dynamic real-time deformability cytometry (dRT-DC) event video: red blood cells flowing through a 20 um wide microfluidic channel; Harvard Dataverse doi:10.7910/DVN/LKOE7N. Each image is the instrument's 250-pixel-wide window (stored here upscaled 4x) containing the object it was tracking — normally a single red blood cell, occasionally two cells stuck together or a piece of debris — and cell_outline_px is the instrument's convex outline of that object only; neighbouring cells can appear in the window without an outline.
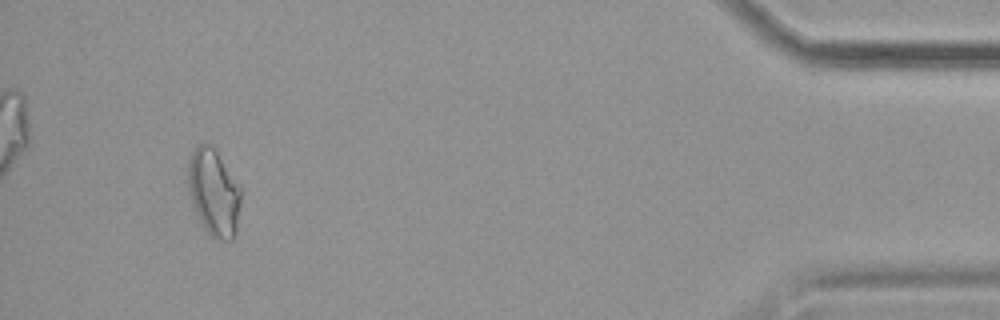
{"species": "common noctule bat (a hibernating species)", "species_latin": "Nyctalus noctula", "temperature_condition": "cold", "stored_images_in_passage": 56, "camera_frame_rate_fps": 3000, "um_per_image_px": 0.085, "animal": {"sex": "female", "body_mass_g": 19.9}, "frame": {"image": 1, "passage_image": 53, "time_ms": 17.333, "image_size_px": [1000, 320], "cell_outline_px": [[240, 204], [236, 232], [232, 240], [216, 240], [200, 224], [192, 204], [188, 188], [188, 160], [192, 152], [200, 144], [208, 144], [216, 152], [240, 188]], "centroid_in_image_um": [18.14, 16.42], "position_along_channel_um": 417.1, "area_um2": 26.3}, "authors_computed_cell_mechanics": {"area_um2": 21.9062, "velocity_mm_per_s": 3.5772, "shape_relaxation_time_tau1_ms": 10.562, "shape_relaxation_time_tau2_ms": 2.6987, "deformation_change_tau1": 0.1752, "deformation_change_tau2": 0.088}}